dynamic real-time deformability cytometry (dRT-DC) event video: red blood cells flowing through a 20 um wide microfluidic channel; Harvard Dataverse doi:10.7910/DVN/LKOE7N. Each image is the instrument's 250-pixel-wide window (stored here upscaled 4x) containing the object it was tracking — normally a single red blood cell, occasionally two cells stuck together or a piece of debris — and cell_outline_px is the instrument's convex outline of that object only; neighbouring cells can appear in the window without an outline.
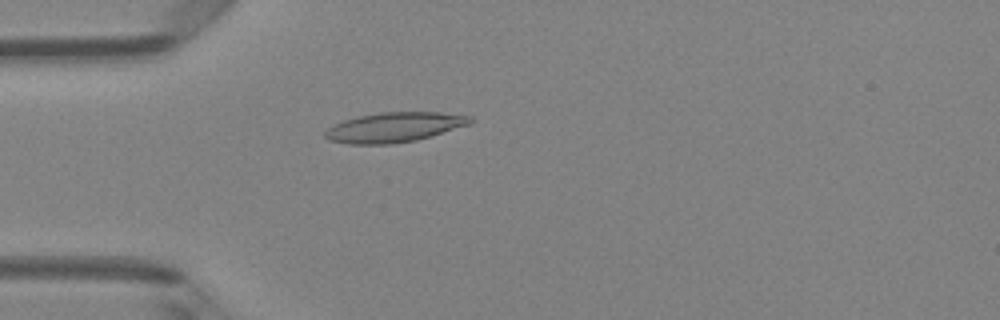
{"species": "Egyptian fruit bat (a non-hibernating species)", "species_latin": "Rousettus aegyptiacus", "temperature_condition": "room temperature", "stored_images_in_passage": 5, "camera_frame_rate_fps": 3000, "um_per_image_px": 0.085, "animal": {"sex": "female"}, "frame": {"image": 1, "passage_image": 5, "time_ms": 4.333, "image_size_px": [1000, 320], "cell_outline_px": [[472, 124], [416, 140], [392, 144], [348, 144], [328, 140], [324, 136], [324, 132], [332, 124], [356, 116], [380, 112], [440, 112], [472, 116]], "centroid_in_image_um": [33.49, 10.81], "position_along_channel_um": 51.5, "area_um2": 25.43}}